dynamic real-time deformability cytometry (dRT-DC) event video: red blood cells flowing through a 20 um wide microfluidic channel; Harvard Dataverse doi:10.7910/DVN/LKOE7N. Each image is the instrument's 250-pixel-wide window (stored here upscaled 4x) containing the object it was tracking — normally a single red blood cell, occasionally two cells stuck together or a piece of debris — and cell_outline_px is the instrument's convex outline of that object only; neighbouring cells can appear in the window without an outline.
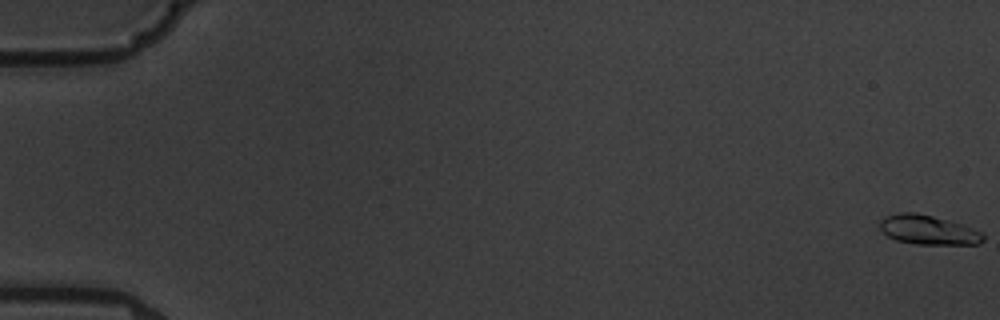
{"species": "common noctule bat (a hibernating species)", "species_latin": "Nyctalus noctula", "temperature_condition": "warm", "stored_images_in_passage": 7, "camera_frame_rate_fps": 3000, "um_per_image_px": 0.085, "animal": {"sex": "male", "body_mass_g": 19.5, "forearm_length_mm": 54.6}, "frame": {"image": 1, "passage_image": 1, "time_ms": 0.0, "image_size_px": [1000, 320], "cell_outline_px": [[984, 240], [980, 244], [916, 244], [896, 240], [888, 236], [880, 228], [880, 220], [888, 216], [900, 212], [916, 212], [932, 216], [960, 224], [984, 232]], "centroid_in_image_um": [78.92, 19.55], "position_along_channel_um": 6.1, "area_um2": 17.51}}
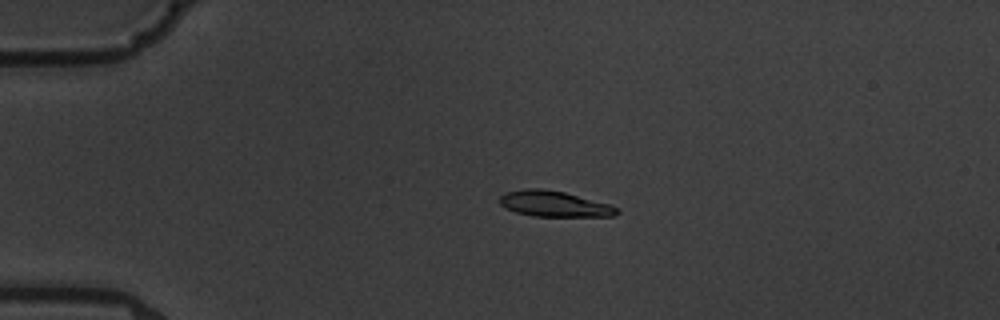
{"frame": {"image": 2, "passage_image": 5, "time_ms": 4.667, "image_size_px": [1000, 320], "cell_outline_px": [[620, 212], [616, 216], [532, 216], [516, 212], [504, 208], [500, 204], [500, 196], [504, 192], [528, 188], [540, 188], [564, 192], [608, 204], [616, 208]], "centroid_in_image_um": [47.06, 17.33], "position_along_channel_um": 37.9, "area_um2": 17.46}}
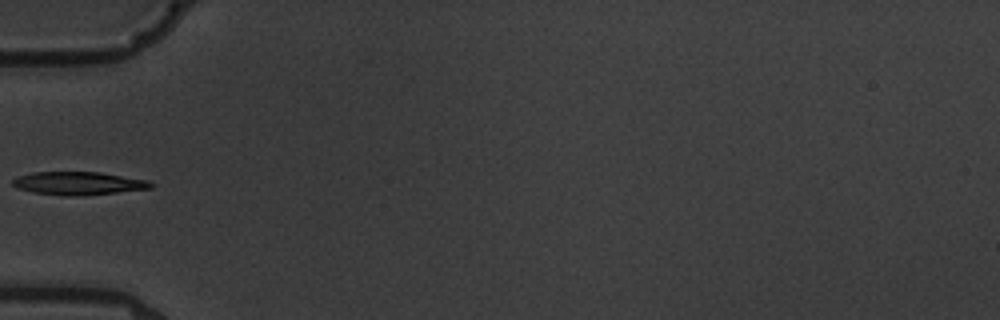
{"frame": {"image": 3, "passage_image": 7, "time_ms": 7.0, "image_size_px": [1000, 320], "cell_outline_px": [[156, 184], [152, 188], [116, 192], [76, 196], [68, 196], [32, 192], [16, 188], [12, 184], [12, 180], [20, 176], [32, 172], [100, 172], [148, 180]], "centroid_in_image_um": [6.68, 15.58], "position_along_channel_um": 78.3, "area_um2": 18.55}}